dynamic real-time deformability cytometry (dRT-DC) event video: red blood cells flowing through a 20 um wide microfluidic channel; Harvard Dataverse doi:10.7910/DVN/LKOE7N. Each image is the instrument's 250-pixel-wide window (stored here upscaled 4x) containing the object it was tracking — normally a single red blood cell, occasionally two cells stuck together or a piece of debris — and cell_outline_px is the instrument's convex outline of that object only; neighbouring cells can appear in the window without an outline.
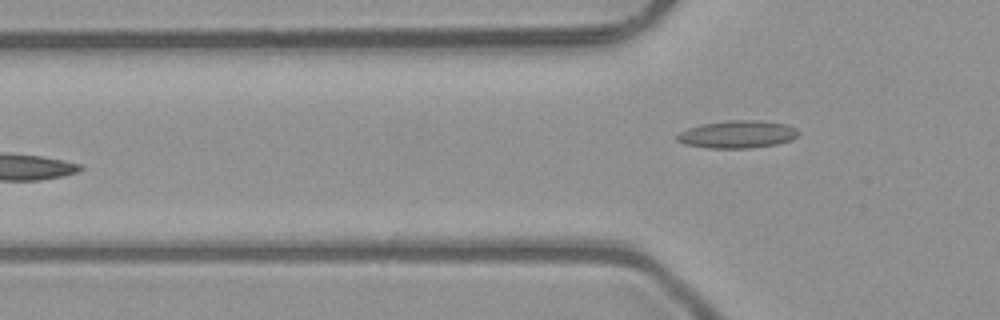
{"species": "common noctule bat (a hibernating species)", "species_latin": "Nyctalus noctula", "temperature_condition": "room temperature", "stored_images_in_passage": 5, "camera_frame_rate_fps": 3000, "um_per_image_px": 0.085, "animal": {"sex": "male", "body_mass_g": 23.1, "forearm_length_mm": 52.7}, "frame": {"image": 1, "passage_image": 5, "time_ms": 1.333, "image_size_px": [1000, 320], "cell_outline_px": [[800, 132], [792, 140], [776, 144], [748, 148], [708, 148], [684, 144], [676, 140], [676, 136], [680, 132], [688, 128], [700, 124], [728, 120], [760, 120], [788, 124], [796, 128]], "centroid_in_image_um": [62.68, 11.41], "position_along_channel_um": 63.1, "area_um2": 19.65}}